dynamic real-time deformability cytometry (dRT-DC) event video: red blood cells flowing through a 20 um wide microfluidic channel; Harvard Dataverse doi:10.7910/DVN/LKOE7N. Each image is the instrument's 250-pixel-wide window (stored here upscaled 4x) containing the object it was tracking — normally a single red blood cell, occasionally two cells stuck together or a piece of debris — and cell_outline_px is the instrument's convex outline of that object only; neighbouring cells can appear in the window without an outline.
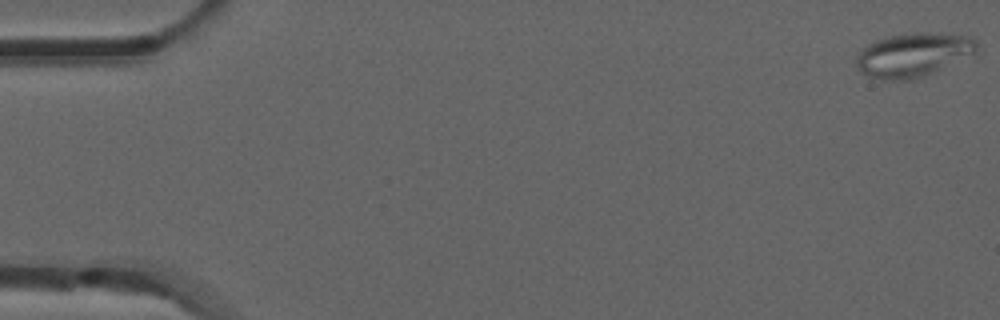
{"species": "common noctule bat (a hibernating species)", "species_latin": "Nyctalus noctula", "temperature_condition": "room temperature", "stored_images_in_passage": 54, "camera_frame_rate_fps": 3000, "um_per_image_px": 0.085, "animal": {"sex": "male", "forearm_length_mm": 52.5}, "frame": {"image": 1, "passage_image": 1, "time_ms": 0.0, "image_size_px": [1000, 320], "cell_outline_px": [[980, 44], [976, 52], [924, 76], [912, 80], [884, 80], [868, 76], [860, 72], [856, 64], [856, 56], [868, 44], [876, 40], [892, 36], [916, 32], [940, 32], [972, 36]], "centroid_in_image_um": [77.65, 4.65], "position_along_channel_um": 7.4, "area_um2": 30.87}}
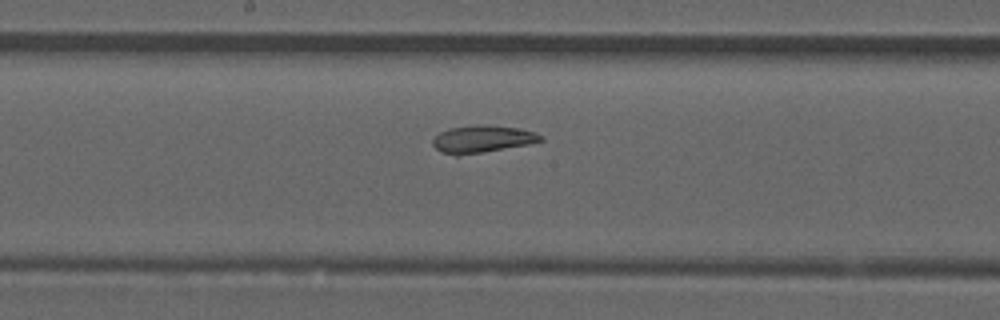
{"frame": {"image": 2, "passage_image": 28, "time_ms": 9.0, "image_size_px": [1000, 320], "cell_outline_px": [[544, 140], [528, 144], [484, 152], [460, 156], [456, 156], [440, 152], [432, 144], [432, 140], [440, 132], [448, 128], [476, 124], [480, 124], [520, 128], [536, 132], [544, 136]], "centroid_in_image_um": [40.99, 11.82], "position_along_channel_um": 207.2, "area_um2": 17.4}}
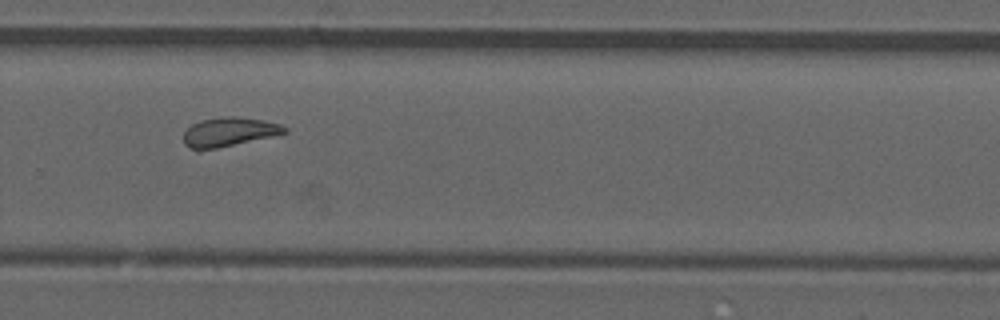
{"frame": {"image": 3, "passage_image": 36, "time_ms": 11.667, "image_size_px": [1000, 320], "cell_outline_px": [[288, 132], [272, 136], [200, 152], [196, 152], [184, 144], [184, 132], [192, 124], [200, 120], [236, 116], [264, 120], [280, 124], [288, 128]], "centroid_in_image_um": [19.44, 11.24], "position_along_channel_um": 310.4, "area_um2": 17.22}}